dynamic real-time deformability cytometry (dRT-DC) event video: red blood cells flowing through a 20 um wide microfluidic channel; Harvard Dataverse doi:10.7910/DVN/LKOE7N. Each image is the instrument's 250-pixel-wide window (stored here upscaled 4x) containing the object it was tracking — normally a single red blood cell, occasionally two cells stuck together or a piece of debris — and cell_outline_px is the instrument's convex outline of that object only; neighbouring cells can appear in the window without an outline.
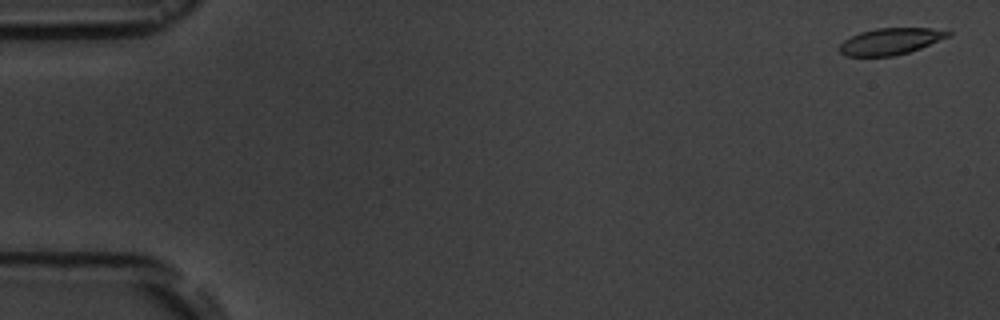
{"species": "common noctule bat (a hibernating species)", "species_latin": "Nyctalus noctula", "temperature_condition": "room temperature", "stored_images_in_passage": 13, "camera_frame_rate_fps": 3000, "um_per_image_px": 0.085, "animal": {"sex": "male", "body_mass_g": 19.5, "forearm_length_mm": 54.6}, "frame": {"image": 1, "passage_image": 1, "time_ms": 0.0, "image_size_px": [1000, 320], "cell_outline_px": [[952, 32], [948, 36], [920, 48], [908, 52], [892, 56], [844, 56], [840, 52], [840, 44], [844, 40], [860, 32], [876, 28], [932, 28]], "centroid_in_image_um": [75.65, 3.51], "position_along_channel_um": 9.3, "area_um2": 16.53}}
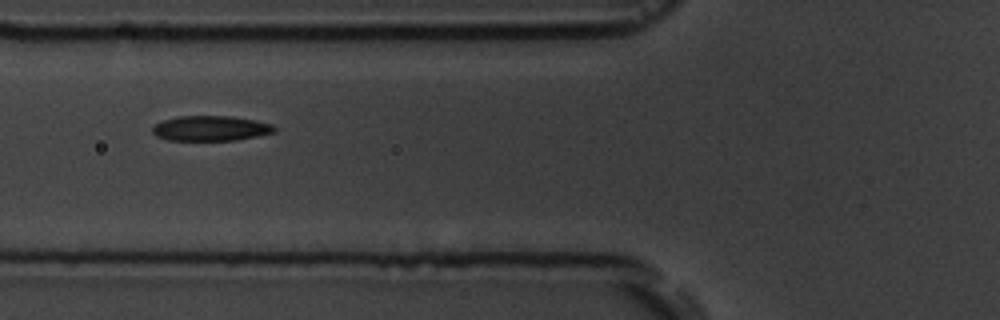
{"frame": {"image": 2, "passage_image": 6, "time_ms": 6.667, "image_size_px": [1000, 320], "cell_outline_px": [[276, 132], [236, 140], [168, 140], [156, 136], [152, 132], [152, 128], [156, 124], [164, 120], [176, 116], [232, 116], [256, 120], [272, 124], [276, 128]], "centroid_in_image_um": [17.92, 10.9], "position_along_channel_um": 107.9, "area_um2": 17.86}}
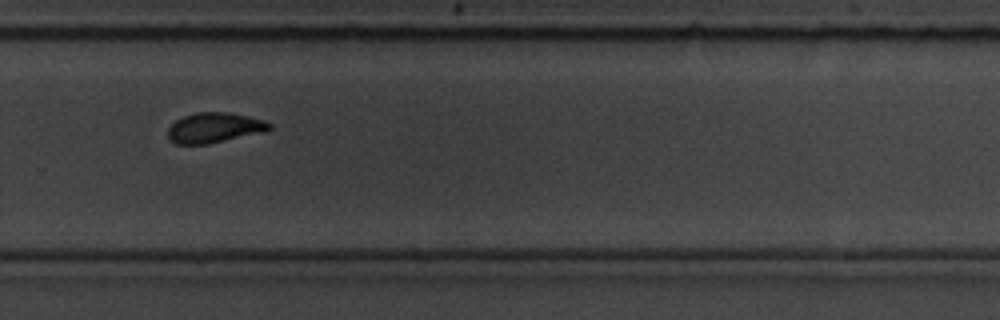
{"frame": {"image": 3, "passage_image": 11, "time_ms": 12.333, "image_size_px": [1000, 320], "cell_outline_px": [[272, 128], [268, 132], [208, 144], [176, 144], [168, 136], [168, 128], [176, 120], [184, 116], [196, 112], [224, 112], [248, 116], [264, 120], [272, 124]], "centroid_in_image_um": [18.28, 10.86], "position_along_channel_um": 311.5, "area_um2": 17.98}, "authors_computed_cell_mechanics": {"area_um2": 18.0914, "velocity_mm_per_s": 3.601, "shape_relaxation_time_tau1_ms": 2.8983, "shape_relaxation_time_tau2_ms": 2.5019, "deformation_change_tau1": 0.1132, "deformation_change_tau2": 0.0688}}